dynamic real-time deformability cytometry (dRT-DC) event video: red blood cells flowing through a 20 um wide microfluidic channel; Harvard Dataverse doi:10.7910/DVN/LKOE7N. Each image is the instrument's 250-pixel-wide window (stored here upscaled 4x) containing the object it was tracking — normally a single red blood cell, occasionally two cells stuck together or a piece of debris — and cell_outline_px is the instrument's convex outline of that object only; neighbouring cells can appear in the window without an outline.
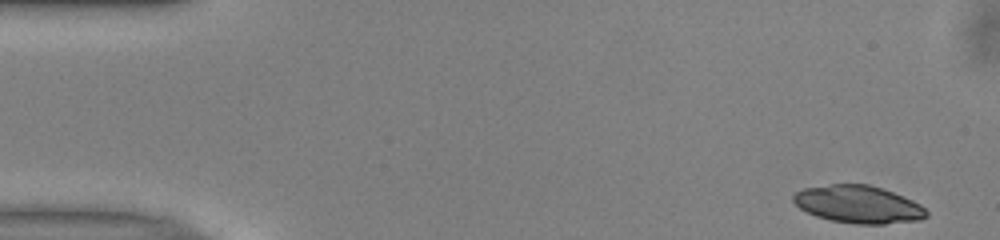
{"species": "common noctule bat (a hibernating species)", "species_latin": "Nyctalus noctula", "temperature_condition": "warm", "stored_images_in_passage": 49, "camera_frame_rate_fps": 3000, "um_per_image_px": 0.085, "animal": {"sex": "male", "body_mass_g": 13.0, "forearm_length_mm": 53.1}, "frame": {"image": 1, "passage_image": 1, "time_ms": 0.0, "image_size_px": [1000, 240], "cell_outline_px": [[928, 216], [920, 220], [884, 224], [856, 224], [832, 220], [816, 216], [800, 208], [792, 200], [792, 196], [796, 192], [804, 188], [832, 184], [868, 184], [892, 192], [912, 200], [920, 204], [928, 212]], "centroid_in_image_um": [72.96, 17.37], "position_along_channel_um": 12.0, "area_um2": 28.96}}